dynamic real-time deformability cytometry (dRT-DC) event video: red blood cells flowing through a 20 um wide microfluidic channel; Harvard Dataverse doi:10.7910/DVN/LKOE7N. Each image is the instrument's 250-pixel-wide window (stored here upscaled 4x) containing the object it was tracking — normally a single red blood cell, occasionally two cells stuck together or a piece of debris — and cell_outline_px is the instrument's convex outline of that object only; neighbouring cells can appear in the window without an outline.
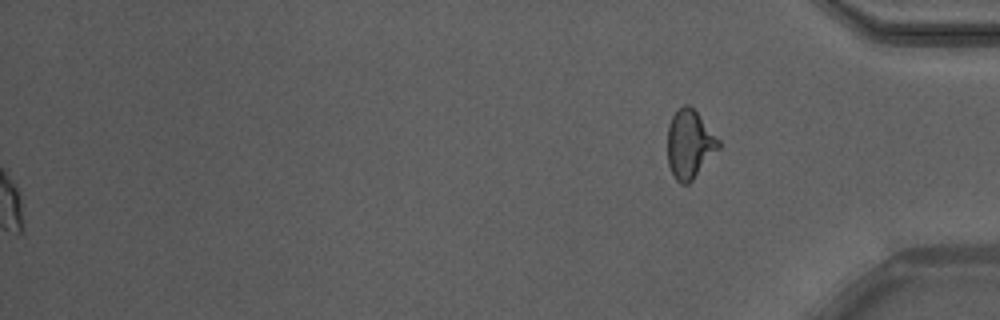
{"species": "Egyptian fruit bat (a non-hibernating species)", "species_latin": "Rousettus aegyptiacus", "temperature_condition": "warm", "stored_images_in_passage": 55, "segment_of_instrument_passage": [2, 2], "camera_frame_rate_fps": 3000, "um_per_image_px": 0.085, "animal": {"sex": "male"}, "frame": {"image": 1, "passage_image": 55, "time_ms": 18.0, "image_size_px": [1000, 320], "cell_outline_px": [[720, 148], [692, 180], [688, 184], [680, 184], [676, 180], [668, 164], [668, 124], [672, 116], [684, 104], [688, 104], [696, 112], [720, 140]], "centroid_in_image_um": [58.61, 12.27], "position_along_channel_um": 376.6, "area_um2": 20.17}}